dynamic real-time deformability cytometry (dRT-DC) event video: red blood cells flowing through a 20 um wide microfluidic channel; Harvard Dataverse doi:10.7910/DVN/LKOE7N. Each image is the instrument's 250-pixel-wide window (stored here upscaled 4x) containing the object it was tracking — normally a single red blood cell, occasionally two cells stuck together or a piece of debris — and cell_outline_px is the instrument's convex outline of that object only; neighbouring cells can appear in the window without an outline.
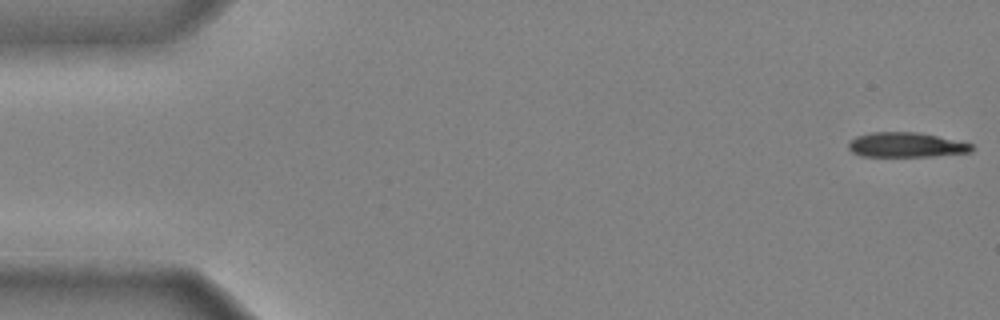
{"species": "common noctule bat (a hibernating species)", "species_latin": "Nyctalus noctula", "temperature_condition": "cold", "stored_images_in_passage": 47, "camera_frame_rate_fps": 3000, "um_per_image_px": 0.085, "animal": {"sex": "male", "body_mass_g": 20.4}, "frame": {"image": 1, "passage_image": 1, "time_ms": 0.0, "image_size_px": [1000, 320], "cell_outline_px": [[976, 148], [972, 152], [932, 156], [860, 156], [852, 152], [848, 148], [848, 140], [856, 136], [872, 132], [920, 132], [972, 144]], "centroid_in_image_um": [77.0, 12.31], "position_along_channel_um": 8.0, "area_um2": 17.92}}
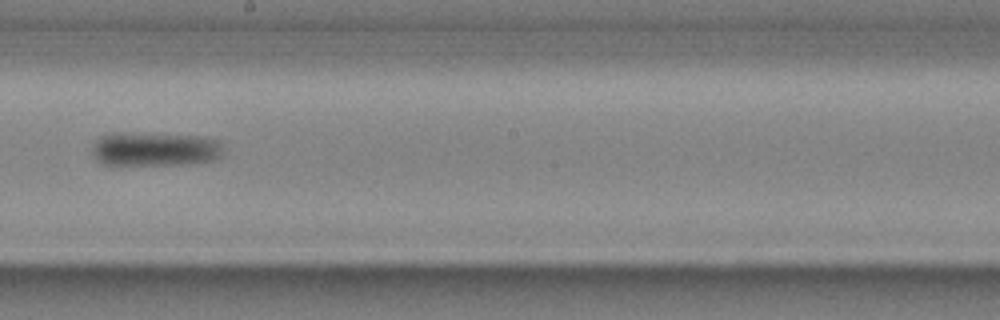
{"frame": {"image": 2, "passage_image": 28, "time_ms": 9.0, "image_size_px": [1000, 320], "cell_outline_px": [[224, 152], [220, 156], [212, 160], [184, 164], [100, 164], [96, 160], [92, 152], [92, 148], [96, 140], [100, 136], [108, 132], [124, 132], [200, 136], [220, 140]], "centroid_in_image_um": [13.14, 12.65], "position_along_channel_um": 235.1, "area_um2": 26.18}}
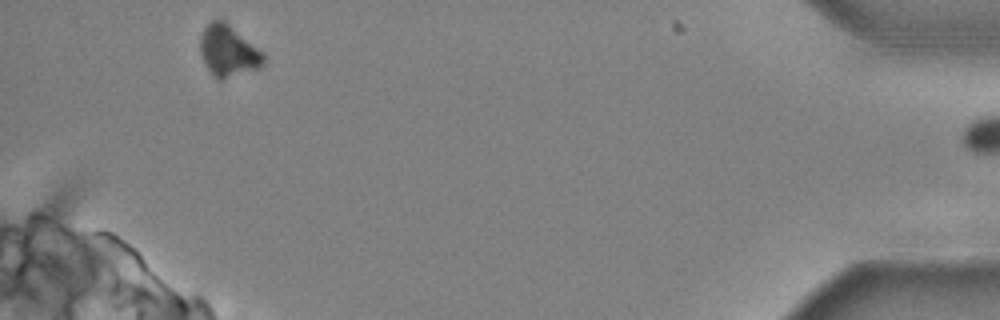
{"frame": {"image": 3, "passage_image": 46, "time_ms": 15.0, "image_size_px": [1000, 320], "cell_outline_px": [[264, 64], [260, 68], [220, 80], [216, 80], [212, 76], [200, 52], [200, 36], [204, 28], [212, 20], [224, 20], [264, 52]], "centroid_in_image_um": [19.41, 4.34], "position_along_channel_um": 415.8, "area_um2": 18.96}, "authors_computed_cell_mechanics": {"area_um2": 23.0044, "velocity_mm_per_s": 3.9728, "shape_relaxation_time_tau1_ms": 3.7551, "shape_relaxation_time_tau2_ms": null, "deformation_change_tau1": 0.1136, "deformation_change_tau2": null}}